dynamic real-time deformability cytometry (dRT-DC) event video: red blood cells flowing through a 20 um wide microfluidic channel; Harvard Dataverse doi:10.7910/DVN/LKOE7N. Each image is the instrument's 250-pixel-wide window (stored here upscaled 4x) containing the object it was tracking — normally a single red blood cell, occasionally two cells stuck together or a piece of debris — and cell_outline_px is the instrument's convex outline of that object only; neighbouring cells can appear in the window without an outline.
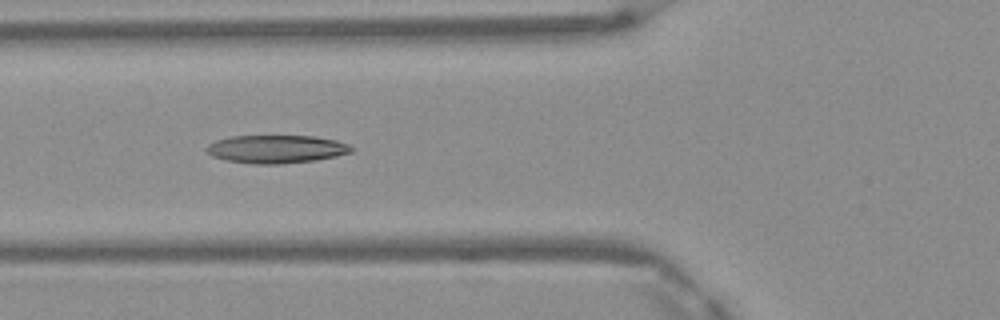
{"species": "Egyptian fruit bat (a non-hibernating species)", "species_latin": "Rousettus aegyptiacus", "temperature_condition": "warm", "stored_images_in_passage": 6, "camera_frame_rate_fps": 3000, "um_per_image_px": 0.085, "frame": {"image": 1, "passage_image": 6, "time_ms": 1.667, "image_size_px": [1000, 320], "cell_outline_px": [[356, 148], [352, 152], [336, 156], [316, 160], [280, 164], [252, 164], [228, 160], [212, 156], [204, 148], [208, 144], [216, 140], [232, 136], [312, 136], [336, 140], [348, 144]], "centroid_in_image_um": [23.5, 12.67], "position_along_channel_um": 102.3, "area_um2": 23.76}}